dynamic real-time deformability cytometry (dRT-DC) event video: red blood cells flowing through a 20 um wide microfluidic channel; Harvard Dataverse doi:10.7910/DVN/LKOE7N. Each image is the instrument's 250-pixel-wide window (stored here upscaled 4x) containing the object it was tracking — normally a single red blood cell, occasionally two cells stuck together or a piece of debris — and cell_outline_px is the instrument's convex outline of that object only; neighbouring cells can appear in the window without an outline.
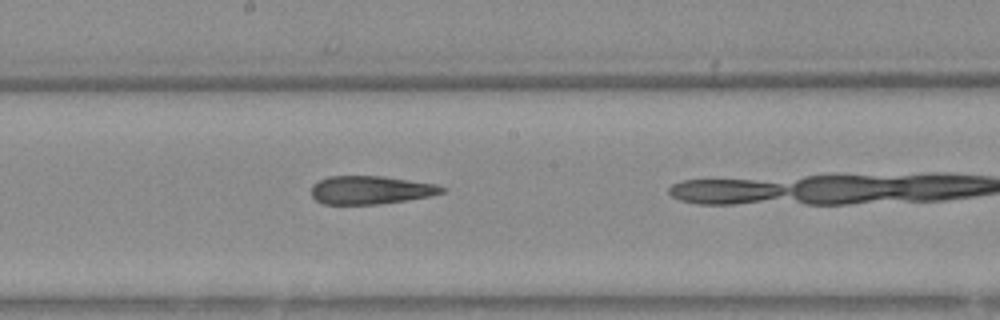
{"species": "Egyptian fruit bat (a non-hibernating species)", "species_latin": "Rousettus aegyptiacus", "temperature_condition": "warm", "stored_images_in_passage": 16, "camera_frame_rate_fps": 3000, "um_per_image_px": 0.085, "animal": {"sex": "female"}, "frame": {"image": 1, "passage_image": 12, "time_ms": 3.667, "image_size_px": [1000, 320], "cell_outline_px": [[448, 188], [444, 192], [428, 196], [380, 204], [324, 204], [316, 200], [312, 196], [312, 184], [328, 176], [384, 176], [436, 184]], "centroid_in_image_um": [31.5, 16.14], "position_along_channel_um": 216.7, "area_um2": 21.44}}